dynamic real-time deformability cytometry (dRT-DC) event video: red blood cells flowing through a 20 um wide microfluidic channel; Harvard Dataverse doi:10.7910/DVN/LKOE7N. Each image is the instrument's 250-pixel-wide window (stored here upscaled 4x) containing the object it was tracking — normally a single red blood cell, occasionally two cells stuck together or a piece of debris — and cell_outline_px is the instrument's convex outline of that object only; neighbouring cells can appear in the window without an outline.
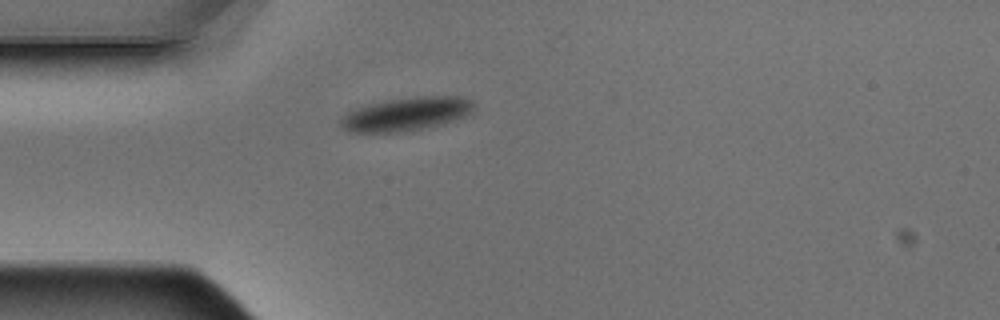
{"species": "Egyptian fruit bat (a non-hibernating species)", "species_latin": "Rousettus aegyptiacus", "temperature_condition": "warm", "stored_images_in_passage": 2, "camera_frame_rate_fps": 3000, "um_per_image_px": 0.085, "animal": {"sex": "male"}, "frame": {"image": 1, "passage_image": 1, "time_ms": 0.0, "image_size_px": [1000, 320], "cell_outline_px": [[476, 108], [472, 112], [464, 116], [440, 124], [420, 128], [396, 132], [348, 132], [340, 128], [340, 116], [352, 108], [388, 100], [416, 96], [464, 96], [472, 100]], "centroid_in_image_um": [34.49, 9.67], "position_along_channel_um": 50.5, "area_um2": 26.07}}